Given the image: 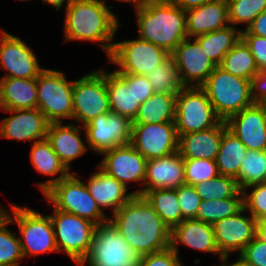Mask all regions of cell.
<instances>
[{
	"mask_svg": "<svg viewBox=\"0 0 266 266\" xmlns=\"http://www.w3.org/2000/svg\"><path fill=\"white\" fill-rule=\"evenodd\" d=\"M109 221L141 256L170 248L171 230L142 195H134Z\"/></svg>",
	"mask_w": 266,
	"mask_h": 266,
	"instance_id": "obj_1",
	"label": "cell"
},
{
	"mask_svg": "<svg viewBox=\"0 0 266 266\" xmlns=\"http://www.w3.org/2000/svg\"><path fill=\"white\" fill-rule=\"evenodd\" d=\"M112 8L97 0H71L65 7V42H101L100 47L109 57L115 43L114 36L120 26Z\"/></svg>",
	"mask_w": 266,
	"mask_h": 266,
	"instance_id": "obj_2",
	"label": "cell"
},
{
	"mask_svg": "<svg viewBox=\"0 0 266 266\" xmlns=\"http://www.w3.org/2000/svg\"><path fill=\"white\" fill-rule=\"evenodd\" d=\"M134 6L140 39L171 54L188 38L185 11L171 0H144Z\"/></svg>",
	"mask_w": 266,
	"mask_h": 266,
	"instance_id": "obj_3",
	"label": "cell"
},
{
	"mask_svg": "<svg viewBox=\"0 0 266 266\" xmlns=\"http://www.w3.org/2000/svg\"><path fill=\"white\" fill-rule=\"evenodd\" d=\"M201 87L222 121L254 104L250 80L230 74L220 66L215 67Z\"/></svg>",
	"mask_w": 266,
	"mask_h": 266,
	"instance_id": "obj_4",
	"label": "cell"
},
{
	"mask_svg": "<svg viewBox=\"0 0 266 266\" xmlns=\"http://www.w3.org/2000/svg\"><path fill=\"white\" fill-rule=\"evenodd\" d=\"M43 194L57 210L77 215L96 225L109 221V217L90 195L85 183L74 173L51 185Z\"/></svg>",
	"mask_w": 266,
	"mask_h": 266,
	"instance_id": "obj_5",
	"label": "cell"
},
{
	"mask_svg": "<svg viewBox=\"0 0 266 266\" xmlns=\"http://www.w3.org/2000/svg\"><path fill=\"white\" fill-rule=\"evenodd\" d=\"M12 212L6 210V217L17 224L21 237L19 242L23 257L46 252H58L50 215H43L29 207L11 203Z\"/></svg>",
	"mask_w": 266,
	"mask_h": 266,
	"instance_id": "obj_6",
	"label": "cell"
},
{
	"mask_svg": "<svg viewBox=\"0 0 266 266\" xmlns=\"http://www.w3.org/2000/svg\"><path fill=\"white\" fill-rule=\"evenodd\" d=\"M141 255L108 221L96 225L91 249L79 266H137Z\"/></svg>",
	"mask_w": 266,
	"mask_h": 266,
	"instance_id": "obj_7",
	"label": "cell"
},
{
	"mask_svg": "<svg viewBox=\"0 0 266 266\" xmlns=\"http://www.w3.org/2000/svg\"><path fill=\"white\" fill-rule=\"evenodd\" d=\"M221 121L202 87L184 86L177 94L175 127L178 136L216 127Z\"/></svg>",
	"mask_w": 266,
	"mask_h": 266,
	"instance_id": "obj_8",
	"label": "cell"
},
{
	"mask_svg": "<svg viewBox=\"0 0 266 266\" xmlns=\"http://www.w3.org/2000/svg\"><path fill=\"white\" fill-rule=\"evenodd\" d=\"M53 214L50 218L58 252L64 251L79 266L91 249L96 224L55 208Z\"/></svg>",
	"mask_w": 266,
	"mask_h": 266,
	"instance_id": "obj_9",
	"label": "cell"
},
{
	"mask_svg": "<svg viewBox=\"0 0 266 266\" xmlns=\"http://www.w3.org/2000/svg\"><path fill=\"white\" fill-rule=\"evenodd\" d=\"M72 89L73 81H68L63 72L45 69L37 77V108L49 123L73 119Z\"/></svg>",
	"mask_w": 266,
	"mask_h": 266,
	"instance_id": "obj_10",
	"label": "cell"
},
{
	"mask_svg": "<svg viewBox=\"0 0 266 266\" xmlns=\"http://www.w3.org/2000/svg\"><path fill=\"white\" fill-rule=\"evenodd\" d=\"M106 72L104 70L91 71L73 81L72 100L75 124L81 123V127H83L96 116L111 111L106 86Z\"/></svg>",
	"mask_w": 266,
	"mask_h": 266,
	"instance_id": "obj_11",
	"label": "cell"
},
{
	"mask_svg": "<svg viewBox=\"0 0 266 266\" xmlns=\"http://www.w3.org/2000/svg\"><path fill=\"white\" fill-rule=\"evenodd\" d=\"M170 54L163 48L138 37L114 43L109 62L119 66L116 73L147 75L160 65Z\"/></svg>",
	"mask_w": 266,
	"mask_h": 266,
	"instance_id": "obj_12",
	"label": "cell"
},
{
	"mask_svg": "<svg viewBox=\"0 0 266 266\" xmlns=\"http://www.w3.org/2000/svg\"><path fill=\"white\" fill-rule=\"evenodd\" d=\"M85 141L91 150L102 154L118 146L130 144L132 121L119 113L110 111L96 116L85 126Z\"/></svg>",
	"mask_w": 266,
	"mask_h": 266,
	"instance_id": "obj_13",
	"label": "cell"
},
{
	"mask_svg": "<svg viewBox=\"0 0 266 266\" xmlns=\"http://www.w3.org/2000/svg\"><path fill=\"white\" fill-rule=\"evenodd\" d=\"M175 122L132 124L130 144L147 160L178 151Z\"/></svg>",
	"mask_w": 266,
	"mask_h": 266,
	"instance_id": "obj_14",
	"label": "cell"
},
{
	"mask_svg": "<svg viewBox=\"0 0 266 266\" xmlns=\"http://www.w3.org/2000/svg\"><path fill=\"white\" fill-rule=\"evenodd\" d=\"M0 30V65L7 71L2 78H37L45 69L32 49L20 38Z\"/></svg>",
	"mask_w": 266,
	"mask_h": 266,
	"instance_id": "obj_15",
	"label": "cell"
},
{
	"mask_svg": "<svg viewBox=\"0 0 266 266\" xmlns=\"http://www.w3.org/2000/svg\"><path fill=\"white\" fill-rule=\"evenodd\" d=\"M191 42L189 37L183 40L170 55L175 59L181 84L201 87L216 65L196 39Z\"/></svg>",
	"mask_w": 266,
	"mask_h": 266,
	"instance_id": "obj_16",
	"label": "cell"
},
{
	"mask_svg": "<svg viewBox=\"0 0 266 266\" xmlns=\"http://www.w3.org/2000/svg\"><path fill=\"white\" fill-rule=\"evenodd\" d=\"M244 208L237 214L223 218L212 225L217 248L222 256L231 252L238 255L256 237V222L251 215L244 216Z\"/></svg>",
	"mask_w": 266,
	"mask_h": 266,
	"instance_id": "obj_17",
	"label": "cell"
},
{
	"mask_svg": "<svg viewBox=\"0 0 266 266\" xmlns=\"http://www.w3.org/2000/svg\"><path fill=\"white\" fill-rule=\"evenodd\" d=\"M104 156L98 167L124 186L130 182H143L146 177L147 159L131 144L118 146L101 154Z\"/></svg>",
	"mask_w": 266,
	"mask_h": 266,
	"instance_id": "obj_18",
	"label": "cell"
},
{
	"mask_svg": "<svg viewBox=\"0 0 266 266\" xmlns=\"http://www.w3.org/2000/svg\"><path fill=\"white\" fill-rule=\"evenodd\" d=\"M225 123L247 150H266V111L261 104L254 103L230 116Z\"/></svg>",
	"mask_w": 266,
	"mask_h": 266,
	"instance_id": "obj_19",
	"label": "cell"
},
{
	"mask_svg": "<svg viewBox=\"0 0 266 266\" xmlns=\"http://www.w3.org/2000/svg\"><path fill=\"white\" fill-rule=\"evenodd\" d=\"M4 111L12 116L2 119L1 138L30 142L46 139L49 122L38 108Z\"/></svg>",
	"mask_w": 266,
	"mask_h": 266,
	"instance_id": "obj_20",
	"label": "cell"
},
{
	"mask_svg": "<svg viewBox=\"0 0 266 266\" xmlns=\"http://www.w3.org/2000/svg\"><path fill=\"white\" fill-rule=\"evenodd\" d=\"M184 184V159L177 151L165 157L147 160L143 188L132 193L143 196L148 190L177 189Z\"/></svg>",
	"mask_w": 266,
	"mask_h": 266,
	"instance_id": "obj_21",
	"label": "cell"
},
{
	"mask_svg": "<svg viewBox=\"0 0 266 266\" xmlns=\"http://www.w3.org/2000/svg\"><path fill=\"white\" fill-rule=\"evenodd\" d=\"M185 245L198 251L220 254L211 224L198 219H184L179 225L171 230L170 247L179 254L178 245Z\"/></svg>",
	"mask_w": 266,
	"mask_h": 266,
	"instance_id": "obj_22",
	"label": "cell"
},
{
	"mask_svg": "<svg viewBox=\"0 0 266 266\" xmlns=\"http://www.w3.org/2000/svg\"><path fill=\"white\" fill-rule=\"evenodd\" d=\"M189 38L228 27L227 0H213L185 11Z\"/></svg>",
	"mask_w": 266,
	"mask_h": 266,
	"instance_id": "obj_23",
	"label": "cell"
},
{
	"mask_svg": "<svg viewBox=\"0 0 266 266\" xmlns=\"http://www.w3.org/2000/svg\"><path fill=\"white\" fill-rule=\"evenodd\" d=\"M226 129L225 121H221L216 127L179 135L178 153L183 159L216 160Z\"/></svg>",
	"mask_w": 266,
	"mask_h": 266,
	"instance_id": "obj_24",
	"label": "cell"
},
{
	"mask_svg": "<svg viewBox=\"0 0 266 266\" xmlns=\"http://www.w3.org/2000/svg\"><path fill=\"white\" fill-rule=\"evenodd\" d=\"M46 139L69 171L71 162L88 150L82 141L81 130L74 123H49Z\"/></svg>",
	"mask_w": 266,
	"mask_h": 266,
	"instance_id": "obj_25",
	"label": "cell"
},
{
	"mask_svg": "<svg viewBox=\"0 0 266 266\" xmlns=\"http://www.w3.org/2000/svg\"><path fill=\"white\" fill-rule=\"evenodd\" d=\"M95 173L91 174L88 182L84 181L90 195L95 199L100 209L109 208L113 214L128 202L134 194L127 192L126 186L114 177L109 176L98 167Z\"/></svg>",
	"mask_w": 266,
	"mask_h": 266,
	"instance_id": "obj_26",
	"label": "cell"
},
{
	"mask_svg": "<svg viewBox=\"0 0 266 266\" xmlns=\"http://www.w3.org/2000/svg\"><path fill=\"white\" fill-rule=\"evenodd\" d=\"M106 86L109 96L110 110L126 116L131 121L137 115L140 103L135 100L134 74L106 73Z\"/></svg>",
	"mask_w": 266,
	"mask_h": 266,
	"instance_id": "obj_27",
	"label": "cell"
},
{
	"mask_svg": "<svg viewBox=\"0 0 266 266\" xmlns=\"http://www.w3.org/2000/svg\"><path fill=\"white\" fill-rule=\"evenodd\" d=\"M37 108V78H0V109Z\"/></svg>",
	"mask_w": 266,
	"mask_h": 266,
	"instance_id": "obj_28",
	"label": "cell"
},
{
	"mask_svg": "<svg viewBox=\"0 0 266 266\" xmlns=\"http://www.w3.org/2000/svg\"><path fill=\"white\" fill-rule=\"evenodd\" d=\"M31 147V163L38 173L48 176H55L58 173L60 174L58 177L39 183L38 186L40 191L44 193L51 185L59 182L71 172L61 162L60 158L56 155L47 139L33 142Z\"/></svg>",
	"mask_w": 266,
	"mask_h": 266,
	"instance_id": "obj_29",
	"label": "cell"
},
{
	"mask_svg": "<svg viewBox=\"0 0 266 266\" xmlns=\"http://www.w3.org/2000/svg\"><path fill=\"white\" fill-rule=\"evenodd\" d=\"M176 96L155 92L140 104L132 124L175 122Z\"/></svg>",
	"mask_w": 266,
	"mask_h": 266,
	"instance_id": "obj_30",
	"label": "cell"
},
{
	"mask_svg": "<svg viewBox=\"0 0 266 266\" xmlns=\"http://www.w3.org/2000/svg\"><path fill=\"white\" fill-rule=\"evenodd\" d=\"M241 31L229 25L224 29L197 36L195 39L206 52L208 58L216 66H220L225 54L241 39Z\"/></svg>",
	"mask_w": 266,
	"mask_h": 266,
	"instance_id": "obj_31",
	"label": "cell"
},
{
	"mask_svg": "<svg viewBox=\"0 0 266 266\" xmlns=\"http://www.w3.org/2000/svg\"><path fill=\"white\" fill-rule=\"evenodd\" d=\"M247 149L231 131L226 129L221 138L216 164L219 174L236 178L246 157Z\"/></svg>",
	"mask_w": 266,
	"mask_h": 266,
	"instance_id": "obj_32",
	"label": "cell"
},
{
	"mask_svg": "<svg viewBox=\"0 0 266 266\" xmlns=\"http://www.w3.org/2000/svg\"><path fill=\"white\" fill-rule=\"evenodd\" d=\"M143 196L170 230L184 220L178 203L177 189L148 190Z\"/></svg>",
	"mask_w": 266,
	"mask_h": 266,
	"instance_id": "obj_33",
	"label": "cell"
},
{
	"mask_svg": "<svg viewBox=\"0 0 266 266\" xmlns=\"http://www.w3.org/2000/svg\"><path fill=\"white\" fill-rule=\"evenodd\" d=\"M220 67L246 80H251L260 71L249 47L242 39L225 54Z\"/></svg>",
	"mask_w": 266,
	"mask_h": 266,
	"instance_id": "obj_34",
	"label": "cell"
},
{
	"mask_svg": "<svg viewBox=\"0 0 266 266\" xmlns=\"http://www.w3.org/2000/svg\"><path fill=\"white\" fill-rule=\"evenodd\" d=\"M243 208V192L240 190L231 198L201 200L195 219L213 225L223 218L237 214Z\"/></svg>",
	"mask_w": 266,
	"mask_h": 266,
	"instance_id": "obj_35",
	"label": "cell"
},
{
	"mask_svg": "<svg viewBox=\"0 0 266 266\" xmlns=\"http://www.w3.org/2000/svg\"><path fill=\"white\" fill-rule=\"evenodd\" d=\"M147 79L152 85L154 92L163 94H178L184 87L181 84L175 59L170 55L160 65L148 72Z\"/></svg>",
	"mask_w": 266,
	"mask_h": 266,
	"instance_id": "obj_36",
	"label": "cell"
},
{
	"mask_svg": "<svg viewBox=\"0 0 266 266\" xmlns=\"http://www.w3.org/2000/svg\"><path fill=\"white\" fill-rule=\"evenodd\" d=\"M235 179L241 190L247 186L266 182V150H247Z\"/></svg>",
	"mask_w": 266,
	"mask_h": 266,
	"instance_id": "obj_37",
	"label": "cell"
},
{
	"mask_svg": "<svg viewBox=\"0 0 266 266\" xmlns=\"http://www.w3.org/2000/svg\"><path fill=\"white\" fill-rule=\"evenodd\" d=\"M193 187L201 200L227 199L241 190L234 177L221 174L211 180L195 184Z\"/></svg>",
	"mask_w": 266,
	"mask_h": 266,
	"instance_id": "obj_38",
	"label": "cell"
},
{
	"mask_svg": "<svg viewBox=\"0 0 266 266\" xmlns=\"http://www.w3.org/2000/svg\"><path fill=\"white\" fill-rule=\"evenodd\" d=\"M10 224L6 216L0 220V266H20V260L24 258L19 237L6 227Z\"/></svg>",
	"mask_w": 266,
	"mask_h": 266,
	"instance_id": "obj_39",
	"label": "cell"
},
{
	"mask_svg": "<svg viewBox=\"0 0 266 266\" xmlns=\"http://www.w3.org/2000/svg\"><path fill=\"white\" fill-rule=\"evenodd\" d=\"M228 20L233 27L246 24V29L253 20L266 10V0H227Z\"/></svg>",
	"mask_w": 266,
	"mask_h": 266,
	"instance_id": "obj_40",
	"label": "cell"
},
{
	"mask_svg": "<svg viewBox=\"0 0 266 266\" xmlns=\"http://www.w3.org/2000/svg\"><path fill=\"white\" fill-rule=\"evenodd\" d=\"M219 175L216 160L184 159L185 184L195 185Z\"/></svg>",
	"mask_w": 266,
	"mask_h": 266,
	"instance_id": "obj_41",
	"label": "cell"
},
{
	"mask_svg": "<svg viewBox=\"0 0 266 266\" xmlns=\"http://www.w3.org/2000/svg\"><path fill=\"white\" fill-rule=\"evenodd\" d=\"M248 188H251L252 192H246ZM242 192L244 209L249 211L250 215L256 220L265 219L266 182L247 186L242 190Z\"/></svg>",
	"mask_w": 266,
	"mask_h": 266,
	"instance_id": "obj_42",
	"label": "cell"
},
{
	"mask_svg": "<svg viewBox=\"0 0 266 266\" xmlns=\"http://www.w3.org/2000/svg\"><path fill=\"white\" fill-rule=\"evenodd\" d=\"M178 203L184 219L196 218L201 198L192 185L184 184L177 188Z\"/></svg>",
	"mask_w": 266,
	"mask_h": 266,
	"instance_id": "obj_43",
	"label": "cell"
},
{
	"mask_svg": "<svg viewBox=\"0 0 266 266\" xmlns=\"http://www.w3.org/2000/svg\"><path fill=\"white\" fill-rule=\"evenodd\" d=\"M239 257L250 266H266V244L255 237Z\"/></svg>",
	"mask_w": 266,
	"mask_h": 266,
	"instance_id": "obj_44",
	"label": "cell"
},
{
	"mask_svg": "<svg viewBox=\"0 0 266 266\" xmlns=\"http://www.w3.org/2000/svg\"><path fill=\"white\" fill-rule=\"evenodd\" d=\"M137 266H183L179 255L170 248L141 256Z\"/></svg>",
	"mask_w": 266,
	"mask_h": 266,
	"instance_id": "obj_45",
	"label": "cell"
},
{
	"mask_svg": "<svg viewBox=\"0 0 266 266\" xmlns=\"http://www.w3.org/2000/svg\"><path fill=\"white\" fill-rule=\"evenodd\" d=\"M241 39L249 47L259 70L266 69V37L241 35Z\"/></svg>",
	"mask_w": 266,
	"mask_h": 266,
	"instance_id": "obj_46",
	"label": "cell"
},
{
	"mask_svg": "<svg viewBox=\"0 0 266 266\" xmlns=\"http://www.w3.org/2000/svg\"><path fill=\"white\" fill-rule=\"evenodd\" d=\"M251 99L254 103H262L266 99V69L259 71L250 80Z\"/></svg>",
	"mask_w": 266,
	"mask_h": 266,
	"instance_id": "obj_47",
	"label": "cell"
},
{
	"mask_svg": "<svg viewBox=\"0 0 266 266\" xmlns=\"http://www.w3.org/2000/svg\"><path fill=\"white\" fill-rule=\"evenodd\" d=\"M154 89L147 79L146 75L134 74V94L135 100L143 104L148 98L154 94Z\"/></svg>",
	"mask_w": 266,
	"mask_h": 266,
	"instance_id": "obj_48",
	"label": "cell"
},
{
	"mask_svg": "<svg viewBox=\"0 0 266 266\" xmlns=\"http://www.w3.org/2000/svg\"><path fill=\"white\" fill-rule=\"evenodd\" d=\"M241 35L266 37V10L260 13L246 29L242 30Z\"/></svg>",
	"mask_w": 266,
	"mask_h": 266,
	"instance_id": "obj_49",
	"label": "cell"
},
{
	"mask_svg": "<svg viewBox=\"0 0 266 266\" xmlns=\"http://www.w3.org/2000/svg\"><path fill=\"white\" fill-rule=\"evenodd\" d=\"M178 7L182 8L184 11L196 8L202 4L213 1V0H171Z\"/></svg>",
	"mask_w": 266,
	"mask_h": 266,
	"instance_id": "obj_50",
	"label": "cell"
},
{
	"mask_svg": "<svg viewBox=\"0 0 266 266\" xmlns=\"http://www.w3.org/2000/svg\"><path fill=\"white\" fill-rule=\"evenodd\" d=\"M256 237L266 244V218L257 220Z\"/></svg>",
	"mask_w": 266,
	"mask_h": 266,
	"instance_id": "obj_51",
	"label": "cell"
},
{
	"mask_svg": "<svg viewBox=\"0 0 266 266\" xmlns=\"http://www.w3.org/2000/svg\"><path fill=\"white\" fill-rule=\"evenodd\" d=\"M227 259H228V256H223L222 258H220V261L223 264H221L219 266H250V265L246 264L240 257L236 262H234L232 264L226 263V262H228Z\"/></svg>",
	"mask_w": 266,
	"mask_h": 266,
	"instance_id": "obj_52",
	"label": "cell"
},
{
	"mask_svg": "<svg viewBox=\"0 0 266 266\" xmlns=\"http://www.w3.org/2000/svg\"><path fill=\"white\" fill-rule=\"evenodd\" d=\"M45 2V4H50L52 5L54 8H56L57 11L60 10V8H62V5L65 4V2L67 1L66 5L68 6V4L71 2V0H43Z\"/></svg>",
	"mask_w": 266,
	"mask_h": 266,
	"instance_id": "obj_53",
	"label": "cell"
},
{
	"mask_svg": "<svg viewBox=\"0 0 266 266\" xmlns=\"http://www.w3.org/2000/svg\"><path fill=\"white\" fill-rule=\"evenodd\" d=\"M97 1H100L104 4H106L105 0H97ZM118 1L129 2V3H133L134 5L137 3L136 0H118Z\"/></svg>",
	"mask_w": 266,
	"mask_h": 266,
	"instance_id": "obj_54",
	"label": "cell"
},
{
	"mask_svg": "<svg viewBox=\"0 0 266 266\" xmlns=\"http://www.w3.org/2000/svg\"><path fill=\"white\" fill-rule=\"evenodd\" d=\"M6 215V209L0 207V220Z\"/></svg>",
	"mask_w": 266,
	"mask_h": 266,
	"instance_id": "obj_55",
	"label": "cell"
},
{
	"mask_svg": "<svg viewBox=\"0 0 266 266\" xmlns=\"http://www.w3.org/2000/svg\"><path fill=\"white\" fill-rule=\"evenodd\" d=\"M260 104L265 108V111H266V99Z\"/></svg>",
	"mask_w": 266,
	"mask_h": 266,
	"instance_id": "obj_56",
	"label": "cell"
}]
</instances>
